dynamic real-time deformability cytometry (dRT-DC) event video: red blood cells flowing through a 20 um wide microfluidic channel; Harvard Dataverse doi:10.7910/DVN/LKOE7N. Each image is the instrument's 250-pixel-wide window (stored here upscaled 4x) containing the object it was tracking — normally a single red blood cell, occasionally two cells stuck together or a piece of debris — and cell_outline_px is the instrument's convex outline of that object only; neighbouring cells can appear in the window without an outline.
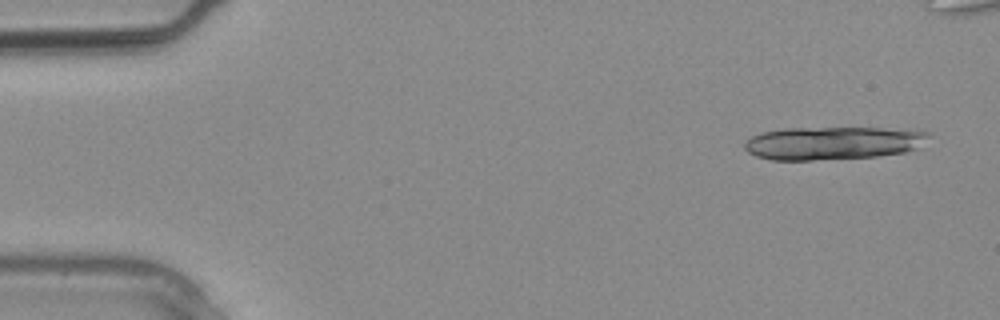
{"species": "common noctule bat (a hibernating species)", "species_latin": "Nyctalus noctula", "temperature_condition": "warm", "stored_images_in_passage": 3, "camera_frame_rate_fps": 3000, "um_per_image_px": 0.085, "animal": {"sex": "male", "body_mass_g": 20.4}, "frame": {"image": 1, "passage_image": 1, "time_ms": 0.0, "image_size_px": [1000, 320], "cell_outline_px": [[932, 132], [916, 148], [904, 152], [876, 156], [812, 160], [772, 160], [756, 156], [748, 152], [744, 148], [744, 144], [752, 136], [760, 132], [784, 128], [880, 128]], "centroid_in_image_um": [70.72, 12.16], "position_along_channel_um": 14.3, "area_um2": 35.14}}